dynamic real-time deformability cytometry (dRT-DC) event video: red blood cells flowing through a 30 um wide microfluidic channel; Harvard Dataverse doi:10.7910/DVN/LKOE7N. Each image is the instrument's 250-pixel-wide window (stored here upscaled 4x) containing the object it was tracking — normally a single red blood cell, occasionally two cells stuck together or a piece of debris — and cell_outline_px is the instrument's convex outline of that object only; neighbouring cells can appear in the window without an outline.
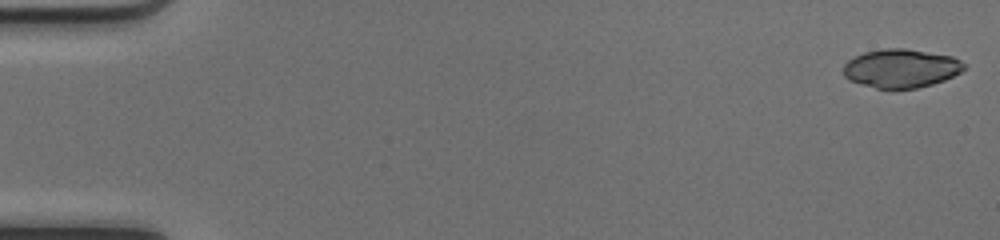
{"species": "common noctule bat (a hibernating species)", "species_latin": "Nyctalus noctula", "temperature_condition": "cold", "stored_images_in_passage": 49, "camera_frame_rate_fps": 3000, "um_per_image_px": 0.085, "animal": {"sex": "female", "body_mass_g": 17.0, "forearm_length_mm": 48.0}, "frame": {"image": 1, "passage_image": 1, "time_ms": 0.0, "image_size_px": [1000, 240], "cell_outline_px": [[968, 64], [960, 72], [944, 80], [932, 84], [916, 88], [876, 88], [848, 80], [844, 76], [844, 64], [848, 60], [864, 52], [884, 48], [904, 48], [952, 56]], "centroid_in_image_um": [76.59, 5.8], "position_along_channel_um": 8.4, "area_um2": 27.05}}